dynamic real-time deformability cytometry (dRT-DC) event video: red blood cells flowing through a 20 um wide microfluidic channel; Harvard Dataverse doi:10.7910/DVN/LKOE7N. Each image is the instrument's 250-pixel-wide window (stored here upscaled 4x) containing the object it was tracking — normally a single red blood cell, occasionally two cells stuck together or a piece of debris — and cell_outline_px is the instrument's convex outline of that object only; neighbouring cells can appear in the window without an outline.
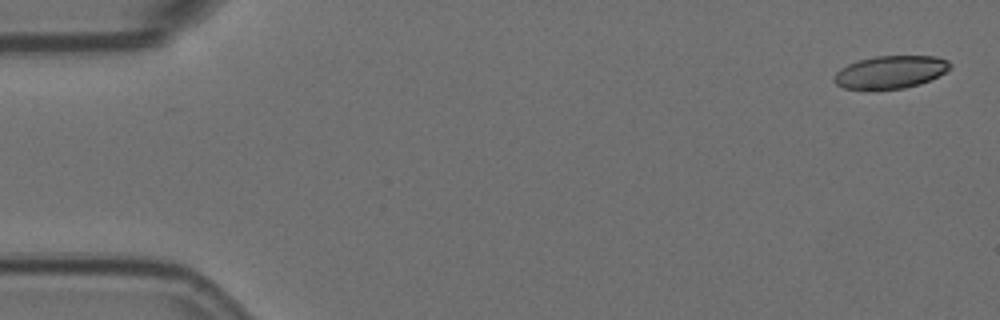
{"species": "Egyptian fruit bat (a non-hibernating species)", "species_latin": "Rousettus aegyptiacus", "temperature_condition": "room temperature", "stored_images_in_passage": 10, "camera_frame_rate_fps": 3000, "um_per_image_px": 0.085, "animal": {"sex": "female"}, "frame": {"image": 1, "passage_image": 1, "time_ms": 0.0, "image_size_px": [1000, 320], "cell_outline_px": [[952, 68], [920, 84], [904, 88], [876, 92], [844, 88], [836, 84], [832, 80], [836, 72], [840, 68], [848, 64], [860, 60], [876, 56], [936, 56], [948, 60], [952, 64]], "centroid_in_image_um": [75.65, 6.16], "position_along_channel_um": 9.4, "area_um2": 22.66}}
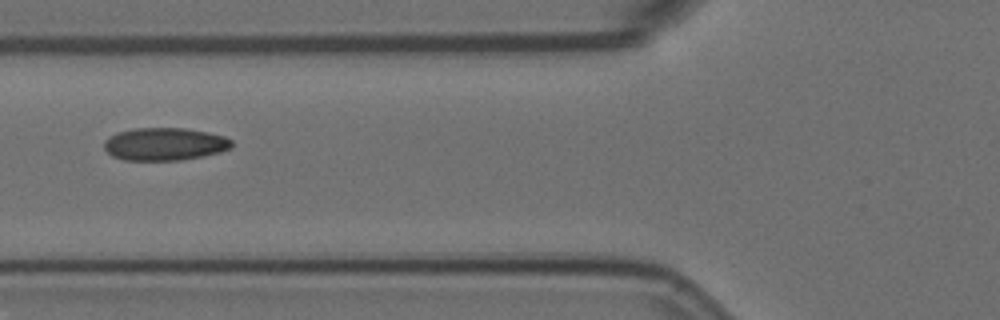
{"frame": {"image": 2, "passage_image": 6, "time_ms": 1.667, "image_size_px": [1000, 320], "cell_outline_px": [[232, 148], [220, 152], [204, 156], [180, 160], [124, 160], [112, 156], [104, 148], [104, 140], [120, 132], [136, 128], [184, 128], [208, 132], [224, 136], [232, 140]], "centroid_in_image_um": [14.03, 12.25], "position_along_channel_um": 111.8, "area_um2": 24.28}}
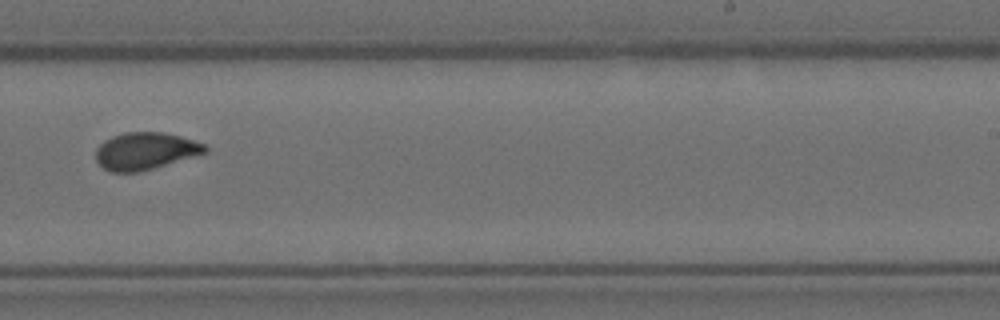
{"frame": {"image": 3, "passage_image": 10, "time_ms": 3.0, "image_size_px": [1000, 320], "cell_outline_px": [[208, 148], [204, 152], [140, 172], [112, 172], [104, 168], [96, 160], [96, 148], [104, 140], [112, 136], [124, 132], [164, 132], [180, 136], [204, 144]], "centroid_in_image_um": [12.29, 12.82], "position_along_channel_um": 276.7, "area_um2": 23.29}}